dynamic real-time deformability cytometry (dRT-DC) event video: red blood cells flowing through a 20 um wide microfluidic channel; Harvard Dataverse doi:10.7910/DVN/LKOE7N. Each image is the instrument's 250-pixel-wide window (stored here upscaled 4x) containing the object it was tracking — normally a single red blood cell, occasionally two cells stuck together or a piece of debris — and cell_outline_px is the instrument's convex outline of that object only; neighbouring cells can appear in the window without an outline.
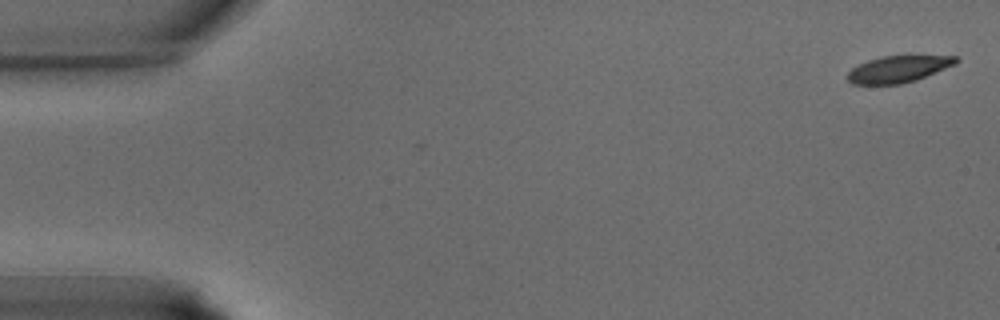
{"species": "common noctule bat (a hibernating species)", "species_latin": "Nyctalus noctula", "temperature_condition": "warm", "stored_images_in_passage": 37, "camera_frame_rate_fps": 3000, "um_per_image_px": 0.085, "animal": {"sex": "male", "body_mass_g": 15.6}, "frame": {"image": 1, "passage_image": 1, "time_ms": 0.0, "image_size_px": [1000, 320], "cell_outline_px": [[960, 60], [956, 64], [916, 80], [900, 84], [852, 84], [848, 80], [848, 72], [852, 68], [868, 60], [880, 56], [956, 56]], "centroid_in_image_um": [76.37, 5.87], "position_along_channel_um": 8.6, "area_um2": 16.7}}
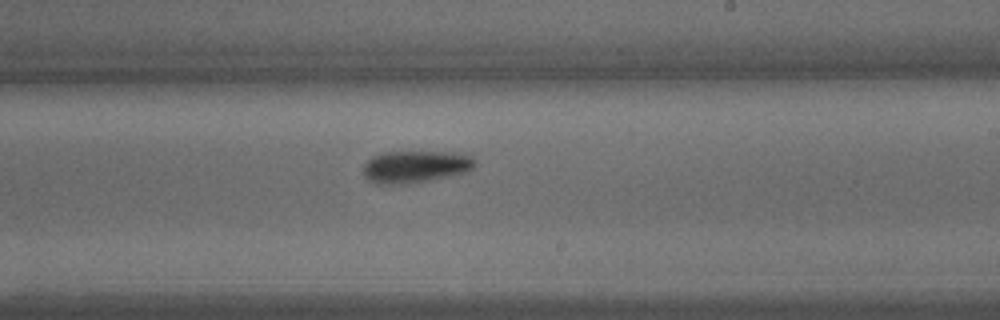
{"frame": {"image": 2, "passage_image": 22, "time_ms": 7.0, "image_size_px": [1000, 320], "cell_outline_px": [[476, 164], [468, 172], [432, 180], [404, 184], [376, 184], [368, 180], [364, 176], [364, 164], [372, 156], [384, 152], [460, 152], [472, 156], [476, 160]], "centroid_in_image_um": [35.34, 14.17], "position_along_channel_um": 253.7, "area_um2": 21.21}}
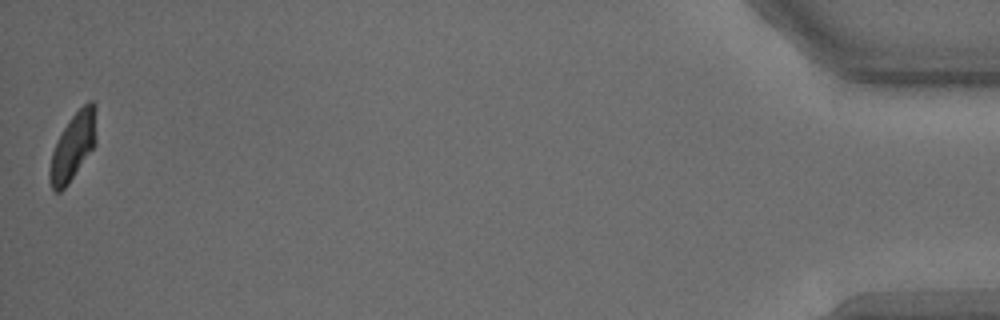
{"frame": {"image": 3, "passage_image": 37, "time_ms": 12.0, "image_size_px": [1000, 320], "cell_outline_px": [[96, 144], [68, 184], [60, 192], [56, 192], [52, 188], [48, 176], [48, 172], [52, 152], [64, 128], [72, 116], [88, 100], [92, 100], [96, 104]], "centroid_in_image_um": [6.23, 12.44], "position_along_channel_um": 429.0, "area_um2": 18.15}}